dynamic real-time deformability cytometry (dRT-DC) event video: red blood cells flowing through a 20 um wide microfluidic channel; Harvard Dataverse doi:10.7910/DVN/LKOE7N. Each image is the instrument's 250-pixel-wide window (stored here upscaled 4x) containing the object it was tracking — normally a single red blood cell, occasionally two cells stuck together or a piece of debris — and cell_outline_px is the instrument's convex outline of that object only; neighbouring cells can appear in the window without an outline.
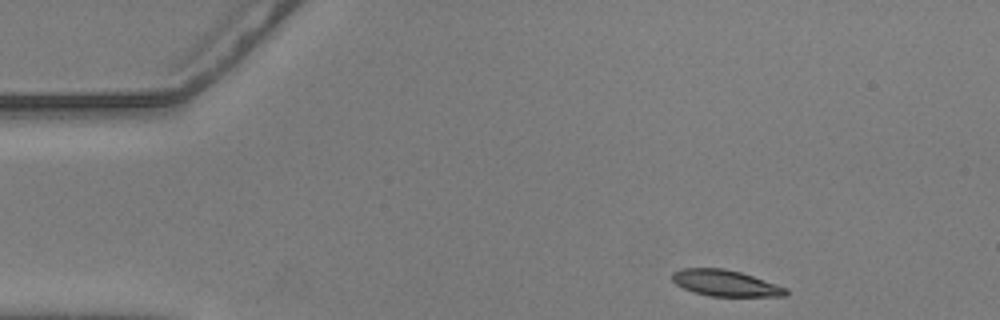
{"species": "common noctule bat (a hibernating species)", "species_latin": "Nyctalus noctula", "temperature_condition": "warm", "stored_images_in_passage": 49, "camera_frame_rate_fps": 3000, "um_per_image_px": 0.085, "animal": {"sex": "male", "body_mass_g": 20.5, "forearm_length_mm": 52.5}, "frame": {"image": 1, "passage_image": 1, "time_ms": 0.0, "image_size_px": [1000, 320], "cell_outline_px": [[788, 292], [784, 296], [712, 296], [692, 292], [676, 284], [672, 280], [672, 272], [680, 268], [724, 268], [740, 272], [788, 288]], "centroid_in_image_um": [61.63, 24.06], "position_along_channel_um": 23.4, "area_um2": 17.28}}
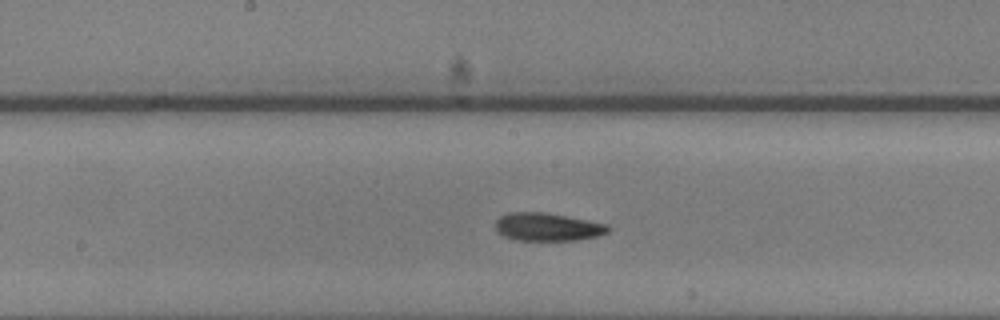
{"frame": {"image": 2, "passage_image": 22, "time_ms": 7.0, "image_size_px": [1000, 320], "cell_outline_px": [[612, 228], [608, 232], [596, 236], [576, 240], [516, 240], [504, 236], [496, 232], [496, 220], [500, 216], [508, 212], [544, 212], [588, 220], [608, 224]], "centroid_in_image_um": [46.53, 19.28], "position_along_channel_um": 201.7, "area_um2": 18.44}}
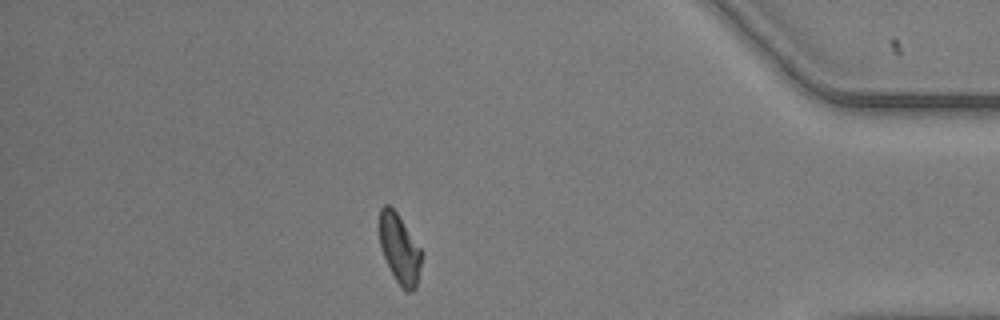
{"frame": {"image": 3, "passage_image": 42, "time_ms": 13.667, "image_size_px": [1000, 320], "cell_outline_px": [[420, 268], [416, 288], [412, 292], [404, 292], [396, 280], [380, 248], [380, 208], [384, 204], [388, 204], [396, 212], [420, 248]], "centroid_in_image_um": [33.95, 21.18], "position_along_channel_um": 401.3, "area_um2": 16.59}, "authors_computed_cell_mechanics": {"area_um2": 17.629, "velocity_mm_per_s": 3.6, "shape_relaxation_time_tau1_ms": 4.96, "shape_relaxation_time_tau2_ms": null, "deformation_change_tau1": 0.1421, "deformation_change_tau2": null}}